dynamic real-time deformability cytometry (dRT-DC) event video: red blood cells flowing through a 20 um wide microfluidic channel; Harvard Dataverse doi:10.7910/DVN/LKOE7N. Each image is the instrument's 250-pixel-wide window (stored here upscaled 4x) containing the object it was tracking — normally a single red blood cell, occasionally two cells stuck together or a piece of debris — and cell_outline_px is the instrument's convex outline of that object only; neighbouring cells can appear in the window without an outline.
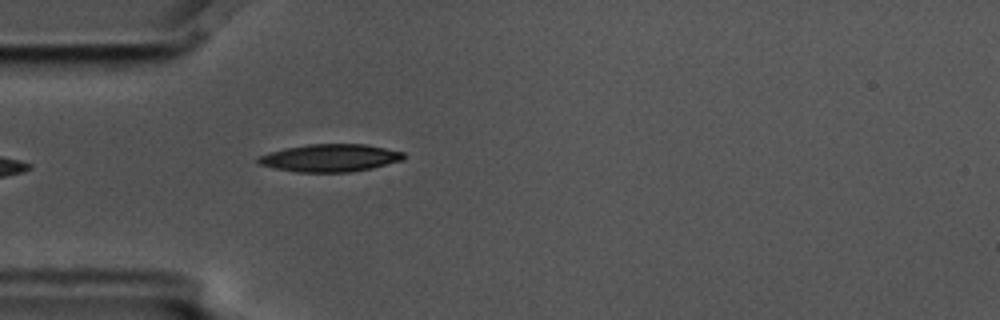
{"species": "common noctule bat (a hibernating species)", "species_latin": "Nyctalus noctula", "temperature_condition": "cold", "stored_images_in_passage": 4, "camera_frame_rate_fps": 3000, "um_per_image_px": 0.085, "animal": {"sex": "male", "body_mass_g": 17.5, "forearm_length_mm": 52.3}, "frame": {"image": 1, "passage_image": 4, "time_ms": 1.0, "image_size_px": [1000, 320], "cell_outline_px": [[404, 160], [372, 168], [352, 172], [296, 172], [276, 168], [260, 164], [256, 160], [256, 156], [268, 152], [284, 148], [308, 144], [364, 144], [404, 152]], "centroid_in_image_um": [28.04, 13.42], "position_along_channel_um": 57.0, "area_um2": 23.47}}